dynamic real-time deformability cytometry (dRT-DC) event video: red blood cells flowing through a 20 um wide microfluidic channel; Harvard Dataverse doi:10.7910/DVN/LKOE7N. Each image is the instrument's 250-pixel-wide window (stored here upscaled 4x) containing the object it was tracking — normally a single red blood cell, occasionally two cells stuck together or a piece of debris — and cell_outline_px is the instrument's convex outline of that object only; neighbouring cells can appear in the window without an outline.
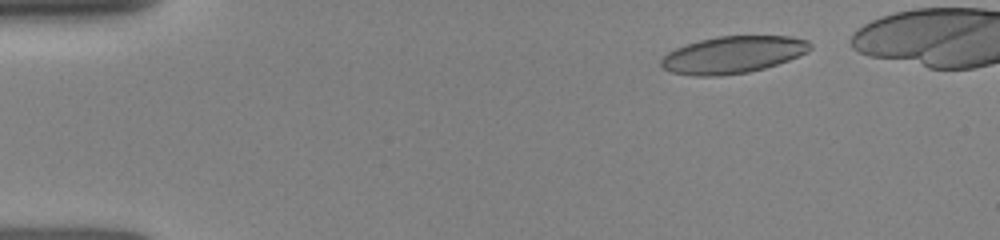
{"species": "human", "species_latin": "Homo sapiens", "temperature_condition": "room temperature", "stored_images_in_passage": 28, "camera_frame_rate_fps": 3000, "um_per_image_px": 0.085, "donor": {"sex": "female"}, "frame": {"image": 1, "passage_image": 3, "time_ms": 1.0, "image_size_px": [1000, 240], "cell_outline_px": [[812, 48], [808, 52], [788, 60], [764, 68], [748, 72], [720, 76], [692, 76], [672, 72], [660, 68], [660, 60], [668, 52], [676, 48], [700, 40], [716, 36], [788, 36], [808, 40], [812, 44]], "centroid_in_image_um": [62.28, 4.66], "position_along_channel_um": 22.7, "area_um2": 32.25}}
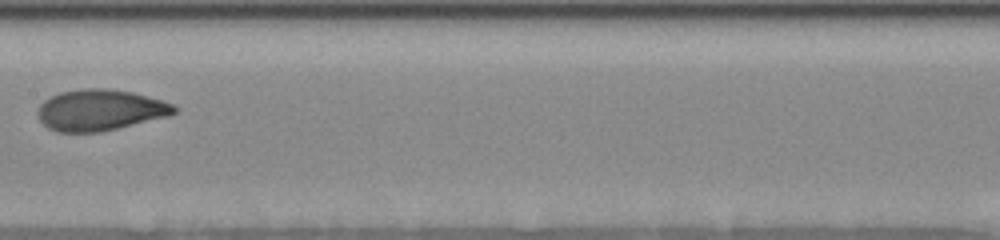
{"frame": {"image": 2, "passage_image": 17, "time_ms": 7.333, "image_size_px": [1000, 240], "cell_outline_px": [[180, 108], [176, 112], [168, 116], [100, 132], [56, 132], [48, 128], [40, 120], [36, 112], [40, 104], [48, 96], [60, 92], [84, 88], [104, 88], [132, 92], [148, 96], [172, 104]], "centroid_in_image_um": [8.47, 9.35], "position_along_channel_um": 198.9, "area_um2": 32.77}}
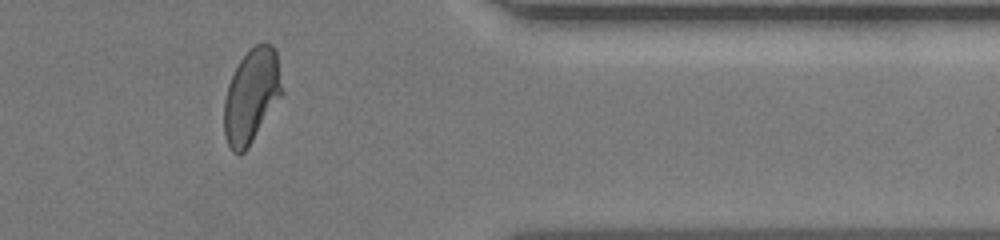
{"frame": {"image": 3, "passage_image": 26, "time_ms": 12.333, "image_size_px": [1000, 240], "cell_outline_px": [[284, 92], [248, 148], [244, 152], [232, 152], [224, 136], [224, 100], [228, 84], [240, 60], [256, 44], [272, 44], [276, 48]], "centroid_in_image_um": [21.39, 8.15], "position_along_channel_um": 390.0, "area_um2": 31.67}}